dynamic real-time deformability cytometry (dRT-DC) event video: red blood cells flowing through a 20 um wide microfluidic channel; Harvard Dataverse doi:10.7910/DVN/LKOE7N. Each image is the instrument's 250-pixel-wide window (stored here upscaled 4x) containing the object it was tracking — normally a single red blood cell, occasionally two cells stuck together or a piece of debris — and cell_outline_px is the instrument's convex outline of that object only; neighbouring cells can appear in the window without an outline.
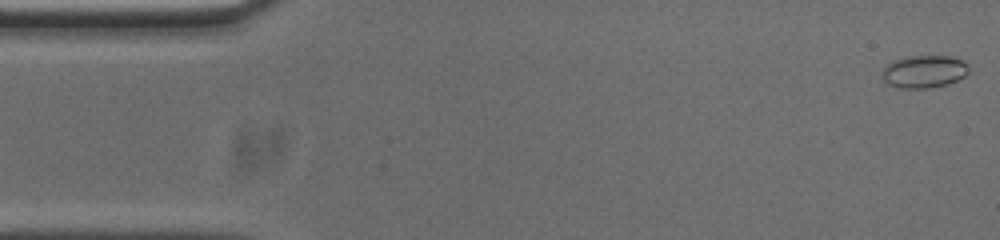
{"species": "common noctule bat (a hibernating species)", "species_latin": "Nyctalus noctula", "temperature_condition": "cold", "stored_images_in_passage": 53, "camera_frame_rate_fps": 3000, "um_per_image_px": 0.085, "animal": {"sex": "male", "body_mass_g": 20.0, "forearm_length_mm": 53.3}, "frame": {"image": 1, "passage_image": 1, "time_ms": 0.0, "image_size_px": [1000, 240], "cell_outline_px": [[968, 72], [964, 76], [948, 84], [928, 88], [896, 88], [888, 84], [880, 76], [880, 72], [892, 60], [912, 56], [948, 56], [960, 60], [968, 64]], "centroid_in_image_um": [78.5, 6.09], "position_along_channel_um": 6.5, "area_um2": 16.47}}
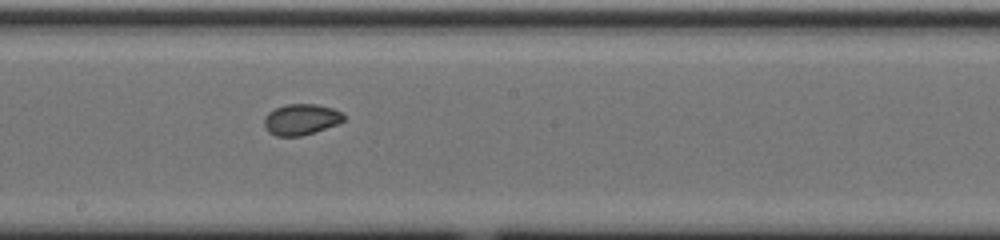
{"frame": {"image": 2, "passage_image": 28, "time_ms": 9.0, "image_size_px": [1000, 240], "cell_outline_px": [[344, 120], [340, 124], [300, 136], [276, 136], [268, 132], [264, 124], [264, 116], [268, 112], [276, 108], [288, 104], [316, 104], [332, 108], [340, 112], [344, 116]], "centroid_in_image_um": [25.58, 10.15], "position_along_channel_um": 222.6, "area_um2": 14.33}}
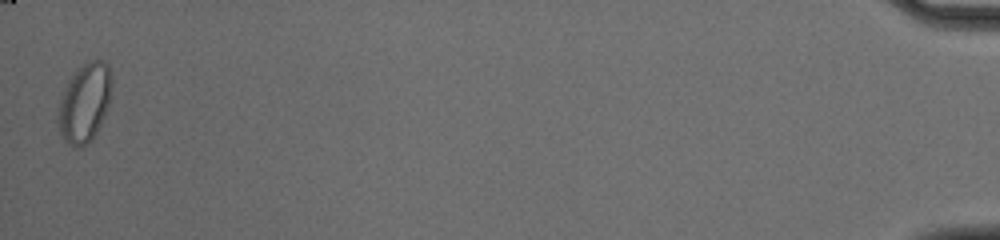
{"frame": {"image": 3, "passage_image": 53, "time_ms": 17.333, "image_size_px": [1000, 240], "cell_outline_px": [[112, 84], [108, 104], [104, 116], [92, 140], [80, 148], [68, 144], [60, 136], [56, 120], [60, 100], [68, 80], [72, 72], [84, 64], [92, 60], [104, 60], [108, 64], [112, 72]], "centroid_in_image_um": [7.18, 8.73], "position_along_channel_um": 428.0, "area_um2": 24.91}, "authors_computed_cell_mechanics": {"area_um2": 15.1436, "velocity_mm_per_s": 3.7399, "shape_relaxation_time_tau1_ms": 7.1692, "shape_relaxation_time_tau2_ms": 1.4312, "deformation_change_tau1": 0.0862, "deformation_change_tau2": 0.0375}}